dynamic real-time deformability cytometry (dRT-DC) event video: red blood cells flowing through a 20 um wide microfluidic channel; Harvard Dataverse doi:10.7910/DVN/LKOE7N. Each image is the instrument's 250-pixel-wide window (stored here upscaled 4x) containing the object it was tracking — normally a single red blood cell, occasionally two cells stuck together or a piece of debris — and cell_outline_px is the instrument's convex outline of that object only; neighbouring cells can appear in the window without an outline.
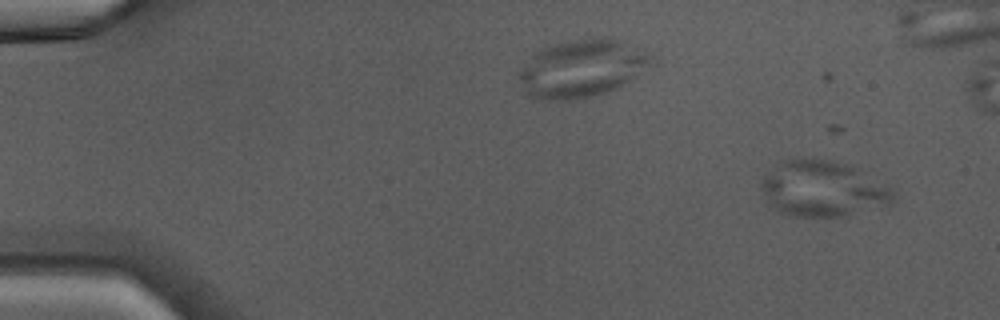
{"species": "Egyptian fruit bat (a non-hibernating species)", "species_latin": "Rousettus aegyptiacus", "temperature_condition": "warm", "stored_images_in_passage": 45, "camera_frame_rate_fps": 3000, "um_per_image_px": 0.085, "animal": {"sex": "male"}, "frame": {"image": 1, "passage_image": 1, "time_ms": 0.0, "image_size_px": [1000, 320], "cell_outline_px": [[896, 192], [892, 200], [888, 204], [848, 216], [796, 216], [784, 212], [760, 188], [760, 184], [764, 176], [784, 160], [832, 160], [856, 168], [892, 188]], "centroid_in_image_um": [70.03, 16.05], "position_along_channel_um": 15.0, "area_um2": 41.38}}
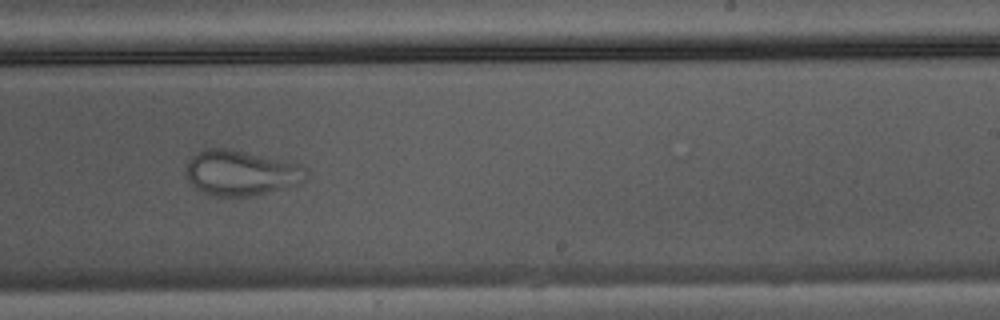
{"frame": {"image": 2, "passage_image": 27, "time_ms": 8.667, "image_size_px": [1000, 320], "cell_outline_px": [[308, 180], [296, 184], [268, 192], [252, 196], [216, 196], [204, 192], [196, 188], [188, 180], [188, 160], [192, 156], [204, 148], [228, 148], [300, 164], [308, 168]], "centroid_in_image_um": [20.53, 14.69], "position_along_channel_um": 268.5, "area_um2": 31.5}}
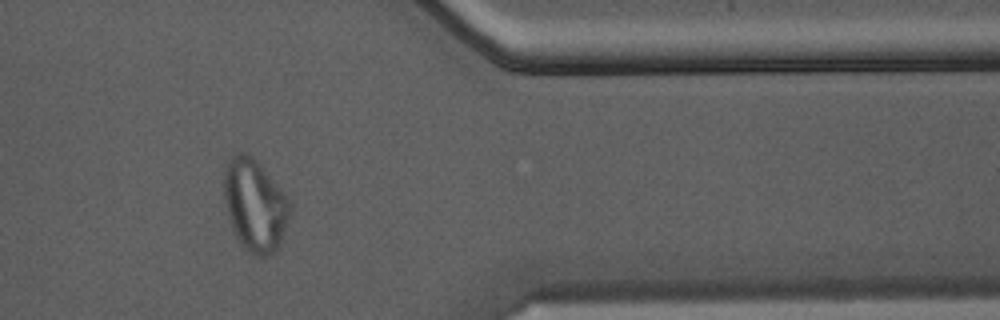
{"frame": {"image": 3, "passage_image": 36, "time_ms": 11.667, "image_size_px": [1000, 320], "cell_outline_px": [[288, 216], [280, 244], [272, 252], [264, 256], [256, 256], [248, 252], [240, 244], [232, 228], [224, 204], [224, 168], [228, 160], [236, 152], [248, 152], [260, 164], [284, 192], [288, 200]], "centroid_in_image_um": [21.61, 17.41], "position_along_channel_um": 389.8, "area_um2": 35.08}}